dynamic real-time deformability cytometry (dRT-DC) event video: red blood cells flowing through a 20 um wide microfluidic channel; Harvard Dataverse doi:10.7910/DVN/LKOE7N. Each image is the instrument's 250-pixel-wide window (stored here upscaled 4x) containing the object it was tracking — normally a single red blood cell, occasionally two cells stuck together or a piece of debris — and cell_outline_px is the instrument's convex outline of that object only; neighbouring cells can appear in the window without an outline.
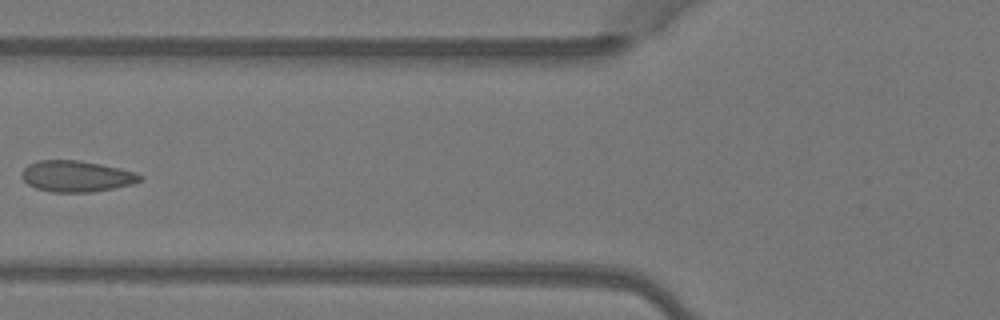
{"species": "Egyptian fruit bat (a non-hibernating species)", "species_latin": "Rousettus aegyptiacus", "temperature_condition": "warm", "stored_images_in_passage": 6, "camera_frame_rate_fps": 3000, "um_per_image_px": 0.085, "animal": {"sex": "female"}, "frame": {"image": 1, "passage_image": 5, "time_ms": 1.333, "image_size_px": [1000, 320], "cell_outline_px": [[144, 176], [140, 180], [132, 184], [92, 192], [52, 192], [36, 188], [28, 184], [20, 176], [20, 172], [28, 164], [36, 160], [80, 160], [100, 164], [136, 172]], "centroid_in_image_um": [6.46, 14.97], "position_along_channel_um": 119.3, "area_um2": 21.5}}
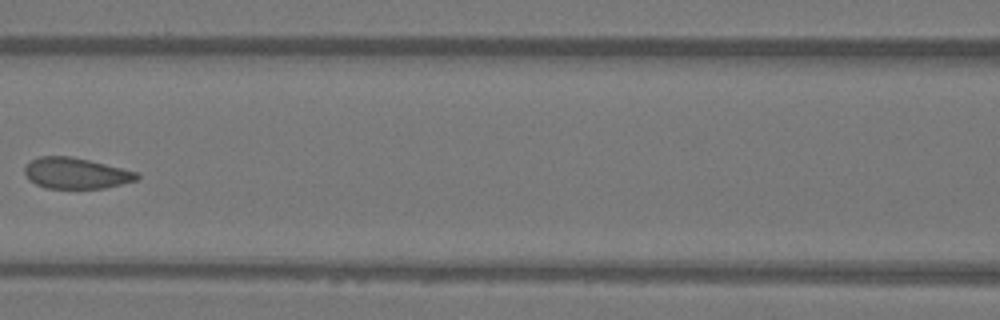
{"frame": {"image": 2, "passage_image": 6, "time_ms": 1.667, "image_size_px": [1000, 320], "cell_outline_px": [[140, 176], [136, 180], [104, 188], [44, 188], [28, 180], [24, 172], [24, 168], [32, 160], [40, 156], [72, 156], [140, 172]], "centroid_in_image_um": [6.46, 14.72], "position_along_channel_um": 160.1, "area_um2": 20.29}}